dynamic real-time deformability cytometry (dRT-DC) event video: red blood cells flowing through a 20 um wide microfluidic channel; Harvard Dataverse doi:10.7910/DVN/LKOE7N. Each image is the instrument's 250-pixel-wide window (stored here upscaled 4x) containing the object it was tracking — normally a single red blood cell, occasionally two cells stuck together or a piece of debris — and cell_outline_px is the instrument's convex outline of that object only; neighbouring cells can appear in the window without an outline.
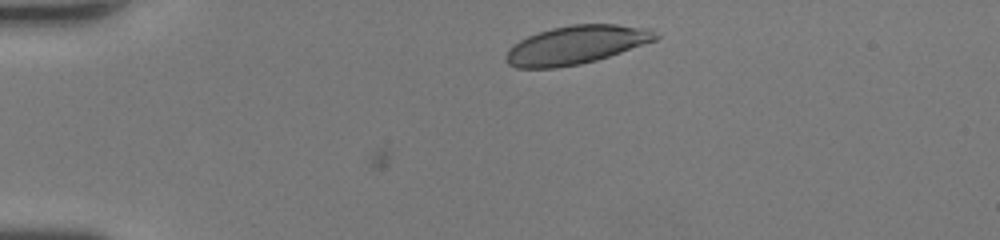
{"species": "human", "species_latin": "Homo sapiens", "temperature_condition": "room temperature", "stored_images_in_passage": 3, "camera_frame_rate_fps": 3000, "um_per_image_px": 0.085, "donor": {"sex": "female"}, "frame": {"image": 1, "passage_image": 3, "time_ms": 0.667, "image_size_px": [1000, 240], "cell_outline_px": [[660, 36], [656, 40], [596, 60], [580, 64], [556, 68], [516, 68], [508, 64], [504, 56], [508, 48], [520, 40], [528, 36], [552, 28], [572, 24], [616, 24], [652, 28]], "centroid_in_image_um": [48.97, 3.81], "position_along_channel_um": 36.0, "area_um2": 33.52}}